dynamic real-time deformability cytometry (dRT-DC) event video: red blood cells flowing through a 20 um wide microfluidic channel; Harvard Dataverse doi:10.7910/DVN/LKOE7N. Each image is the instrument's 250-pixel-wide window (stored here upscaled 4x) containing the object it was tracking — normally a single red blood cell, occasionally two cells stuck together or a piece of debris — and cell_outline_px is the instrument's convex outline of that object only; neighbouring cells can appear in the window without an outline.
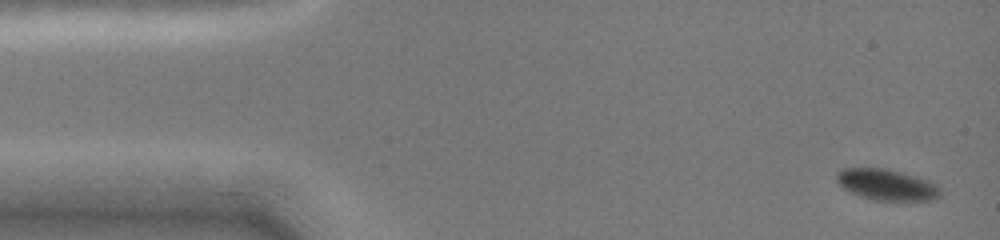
{"species": "common noctule bat (a hibernating species)", "species_latin": "Nyctalus noctula", "temperature_condition": "cold", "stored_images_in_passage": 6, "camera_frame_rate_fps": 3000, "um_per_image_px": 0.085, "animal": {"sex": "female", "body_mass_g": 19.0, "forearm_length_mm": 51.5}, "frame": {"image": 1, "passage_image": 1, "time_ms": 0.0, "image_size_px": [1000, 240], "cell_outline_px": [[940, 196], [936, 200], [872, 200], [848, 192], [836, 180], [836, 172], [844, 168], [884, 168], [916, 176], [928, 180], [936, 184], [940, 188]], "centroid_in_image_um": [75.36, 15.7], "position_along_channel_um": 9.6, "area_um2": 18.84}}
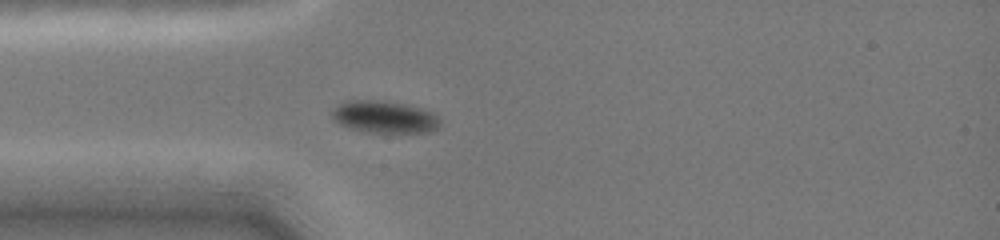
{"frame": {"image": 2, "passage_image": 6, "time_ms": 3.667, "image_size_px": [1000, 240], "cell_outline_px": [[440, 124], [436, 128], [428, 132], [368, 132], [348, 128], [332, 120], [332, 108], [344, 100], [388, 100], [408, 104], [424, 108], [432, 112], [440, 120]], "centroid_in_image_um": [32.64, 9.91], "position_along_channel_um": 52.4, "area_um2": 20.63}}